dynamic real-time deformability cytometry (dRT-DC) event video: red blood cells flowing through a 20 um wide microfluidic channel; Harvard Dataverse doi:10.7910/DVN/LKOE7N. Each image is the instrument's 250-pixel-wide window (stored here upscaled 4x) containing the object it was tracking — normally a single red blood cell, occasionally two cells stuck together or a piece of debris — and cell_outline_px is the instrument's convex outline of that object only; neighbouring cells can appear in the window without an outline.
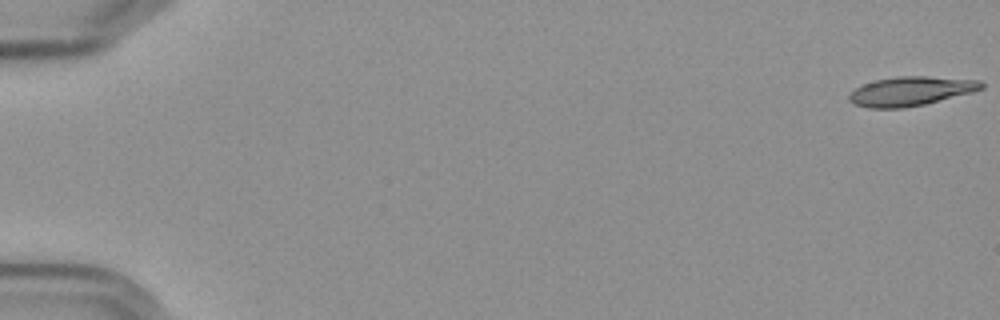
{"species": "Egyptian fruit bat (a non-hibernating species)", "species_latin": "Rousettus aegyptiacus", "temperature_condition": "cold", "stored_images_in_passage": 17, "camera_frame_rate_fps": 3000, "um_per_image_px": 0.085, "frame": {"image": 1, "passage_image": 1, "time_ms": 0.0, "image_size_px": [1000, 320], "cell_outline_px": [[984, 88], [972, 92], [924, 104], [900, 108], [868, 108], [856, 104], [848, 100], [848, 96], [856, 88], [864, 84], [876, 80], [896, 76], [928, 76], [980, 80], [984, 84]], "centroid_in_image_um": [77.43, 7.74], "position_along_channel_um": 7.6, "area_um2": 22.31}}